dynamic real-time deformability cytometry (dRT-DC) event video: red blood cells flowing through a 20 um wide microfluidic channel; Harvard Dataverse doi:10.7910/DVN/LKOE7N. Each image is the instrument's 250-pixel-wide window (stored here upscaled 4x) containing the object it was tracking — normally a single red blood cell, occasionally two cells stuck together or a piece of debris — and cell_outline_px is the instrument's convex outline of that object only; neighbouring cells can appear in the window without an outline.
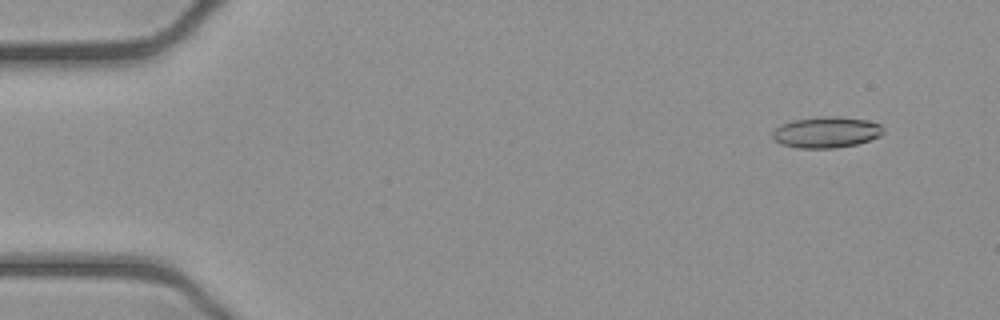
{"species": "common noctule bat (a hibernating species)", "species_latin": "Nyctalus noctula", "temperature_condition": "cold", "stored_images_in_passage": 52, "camera_frame_rate_fps": 3000, "um_per_image_px": 0.085, "animal": {"sex": "female", "body_mass_g": 21.9}, "frame": {"image": 1, "passage_image": 4, "time_ms": 1.0, "image_size_px": [1000, 320], "cell_outline_px": [[884, 132], [880, 136], [856, 144], [836, 148], [796, 148], [780, 144], [772, 136], [772, 132], [780, 124], [792, 120], [820, 116], [836, 116], [868, 120], [880, 124], [884, 128]], "centroid_in_image_um": [70.23, 11.23], "position_along_channel_um": 14.8, "area_um2": 20.23}}
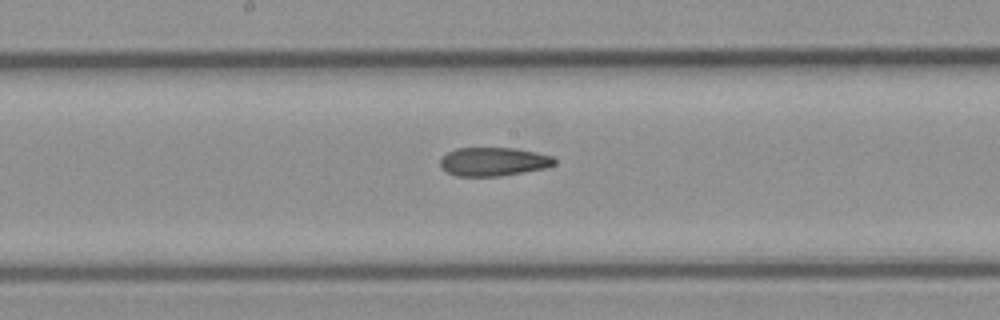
{"frame": {"image": 2, "passage_image": 27, "time_ms": 8.667, "image_size_px": [1000, 320], "cell_outline_px": [[556, 164], [544, 168], [500, 176], [456, 176], [440, 168], [440, 160], [448, 152], [456, 148], [512, 148], [536, 152], [552, 156], [556, 160]], "centroid_in_image_um": [41.93, 13.74], "position_along_channel_um": 206.3, "area_um2": 18.96}}
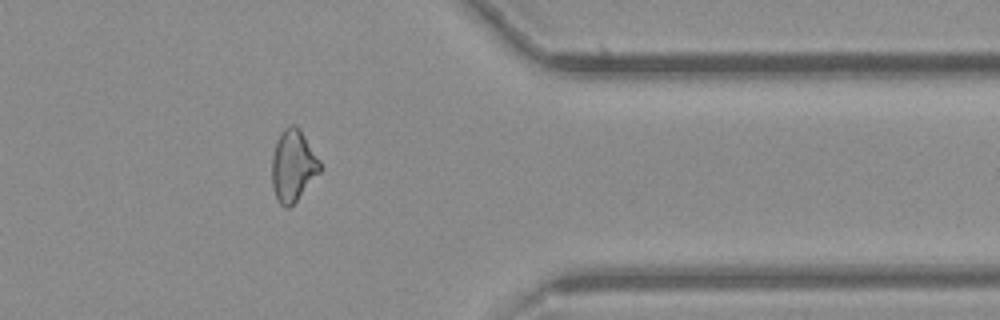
{"frame": {"image": 3, "passage_image": 42, "time_ms": 13.667, "image_size_px": [1000, 320], "cell_outline_px": [[320, 172], [296, 200], [288, 208], [284, 208], [280, 204], [272, 188], [272, 156], [276, 140], [284, 128], [288, 124], [296, 124], [300, 128], [320, 160]], "centroid_in_image_um": [24.9, 14.04], "position_along_channel_um": 386.5, "area_um2": 20.06}, "authors_computed_cell_mechanics": {"area_um2": 20.0566, "velocity_mm_per_s": 3.9197, "shape_relaxation_time_tau1_ms": null, "shape_relaxation_time_tau2_ms": 4.9187, "deformation_change_tau1": null, "deformation_change_tau2": 0.1425}}